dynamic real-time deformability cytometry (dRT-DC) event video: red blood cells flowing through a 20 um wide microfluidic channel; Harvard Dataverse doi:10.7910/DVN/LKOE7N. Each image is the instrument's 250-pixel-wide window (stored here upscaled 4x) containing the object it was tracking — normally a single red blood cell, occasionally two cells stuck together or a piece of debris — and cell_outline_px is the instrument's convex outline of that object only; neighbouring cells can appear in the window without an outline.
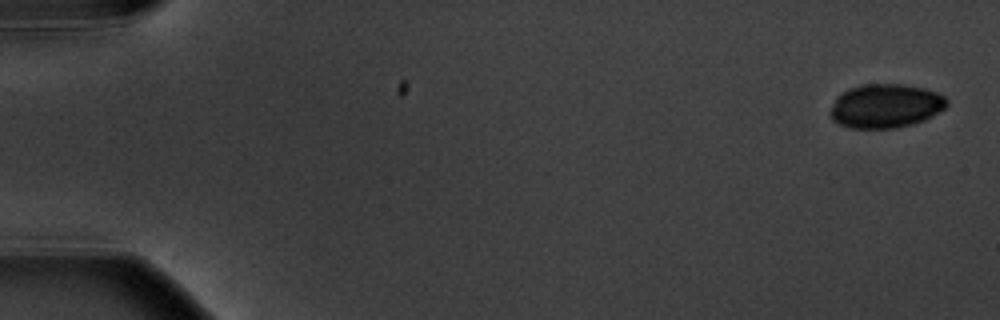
{"species": "common noctule bat (a hibernating species)", "species_latin": "Nyctalus noctula", "temperature_condition": "warm", "stored_images_in_passage": 6, "camera_frame_rate_fps": 3000, "um_per_image_px": 0.085, "animal": {"sex": "male", "body_mass_g": 20.1, "forearm_length_mm": 53.5}, "frame": {"image": 1, "passage_image": 1, "time_ms": 0.0, "image_size_px": [1000, 320], "cell_outline_px": [[948, 104], [944, 108], [932, 116], [924, 120], [912, 124], [896, 128], [848, 128], [832, 120], [828, 112], [836, 96], [848, 88], [864, 84], [904, 84], [924, 88], [936, 92], [944, 96], [948, 100]], "centroid_in_image_um": [75.24, 9.0], "position_along_channel_um": 9.8, "area_um2": 30.11}}
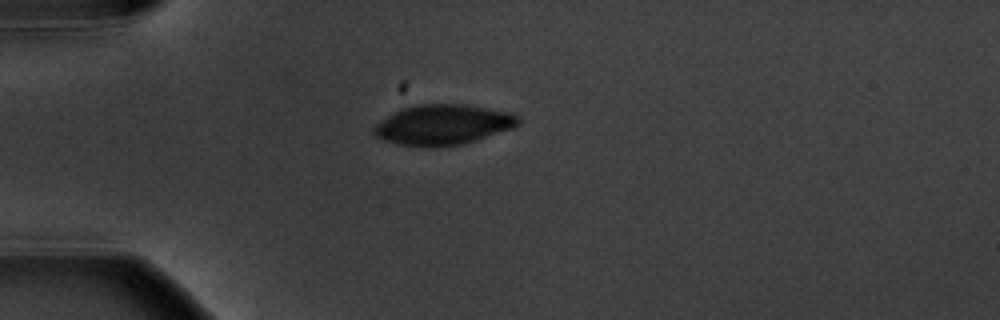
{"frame": {"image": 2, "passage_image": 5, "time_ms": 4.667, "image_size_px": [1000, 320], "cell_outline_px": [[520, 124], [516, 128], [464, 144], [432, 148], [428, 148], [396, 144], [384, 140], [376, 136], [372, 132], [372, 128], [376, 124], [388, 116], [404, 108], [420, 104], [464, 104], [508, 112], [516, 116], [520, 120]], "centroid_in_image_um": [37.67, 10.63], "position_along_channel_um": 47.3, "area_um2": 34.04}}